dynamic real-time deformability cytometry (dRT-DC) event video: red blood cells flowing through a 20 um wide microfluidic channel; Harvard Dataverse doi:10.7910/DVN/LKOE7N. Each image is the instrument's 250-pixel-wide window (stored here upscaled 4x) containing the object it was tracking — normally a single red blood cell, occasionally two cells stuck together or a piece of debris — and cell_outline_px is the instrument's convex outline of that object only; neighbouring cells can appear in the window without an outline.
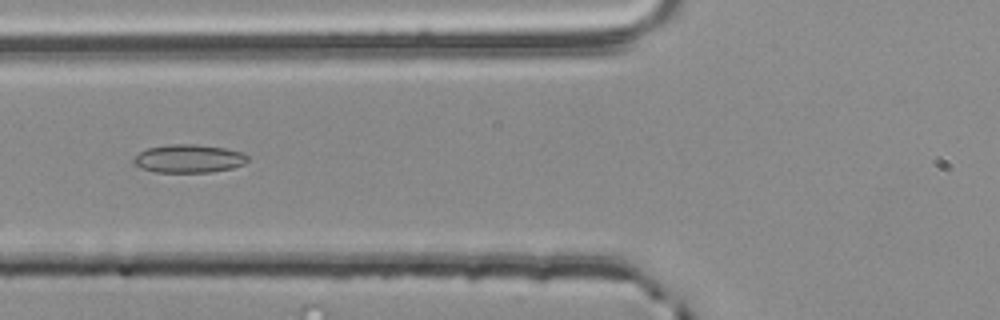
{"species": "common noctule bat (a hibernating species)", "species_latin": "Nyctalus noctula", "temperature_condition": "room temperature", "stored_images_in_passage": 45, "camera_frame_rate_fps": 3000, "um_per_image_px": 0.085, "animal": {"sex": "male", "body_mass_g": 20.4}, "frame": {"image": 1, "passage_image": 11, "time_ms": 3.333, "image_size_px": [1000, 320], "cell_outline_px": [[248, 160], [244, 164], [232, 168], [212, 172], [156, 172], [140, 168], [132, 164], [132, 160], [140, 152], [148, 148], [168, 144], [192, 144], [224, 148], [240, 152], [248, 156]], "centroid_in_image_um": [16.01, 13.49], "position_along_channel_um": 109.8, "area_um2": 18.73}}
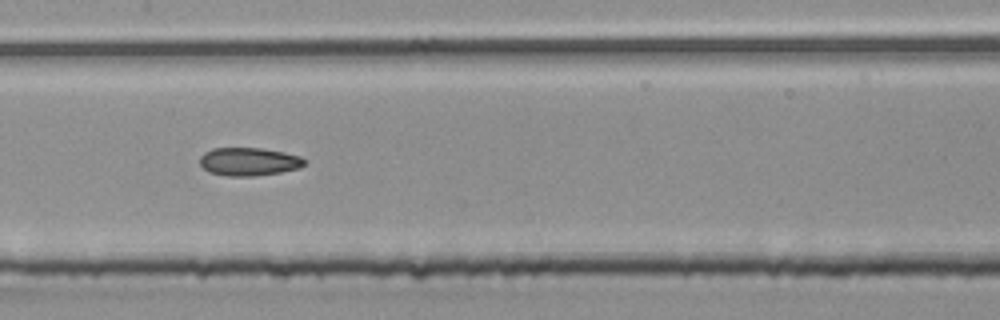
{"frame": {"image": 2, "passage_image": 17, "time_ms": 5.333, "image_size_px": [1000, 320], "cell_outline_px": [[304, 164], [300, 168], [280, 172], [256, 176], [228, 176], [208, 172], [200, 164], [200, 156], [204, 152], [212, 148], [260, 148], [284, 152], [300, 156], [304, 160]], "centroid_in_image_um": [21.13, 13.74], "position_along_channel_um": 186.3, "area_um2": 17.17}}
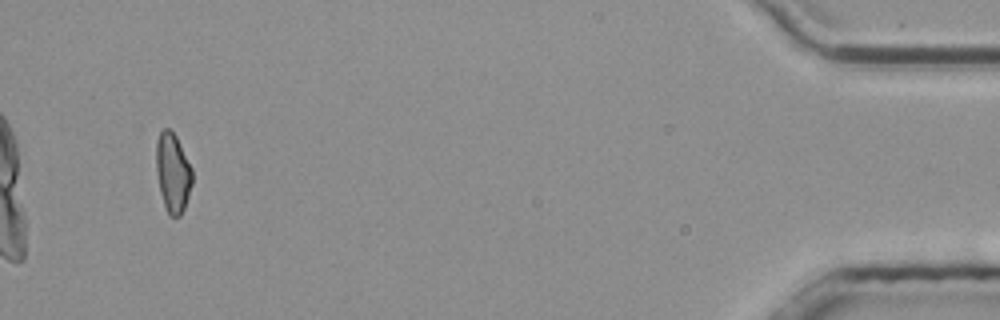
{"frame": {"image": 3, "passage_image": 42, "time_ms": 13.667, "image_size_px": [1000, 320], "cell_outline_px": [[192, 184], [184, 208], [180, 216], [168, 216], [160, 192], [156, 172], [156, 140], [160, 132], [164, 128], [168, 128], [176, 136], [192, 168]], "centroid_in_image_um": [14.68, 14.68], "position_along_channel_um": 420.5, "area_um2": 16.65}, "authors_computed_cell_mechanics": {"area_um2": 17.051, "velocity_mm_per_s": 3.7961, "shape_relaxation_time_tau1_ms": null, "shape_relaxation_time_tau2_ms": 4.7458, "deformation_change_tau1": null, "deformation_change_tau2": 0.1258}}